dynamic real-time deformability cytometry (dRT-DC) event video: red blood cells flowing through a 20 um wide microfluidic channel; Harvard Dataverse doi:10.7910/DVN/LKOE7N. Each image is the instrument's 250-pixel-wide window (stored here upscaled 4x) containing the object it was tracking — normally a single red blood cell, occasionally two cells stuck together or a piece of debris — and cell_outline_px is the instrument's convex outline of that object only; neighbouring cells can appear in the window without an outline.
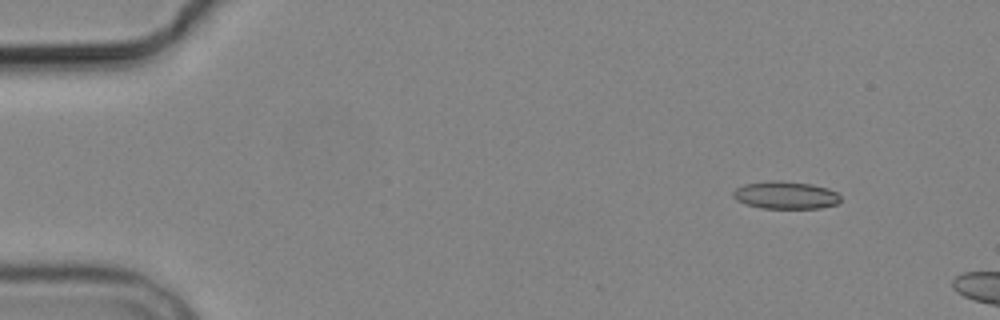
{"species": "common noctule bat (a hibernating species)", "species_latin": "Nyctalus noctula", "temperature_condition": "cold", "stored_images_in_passage": 5, "camera_frame_rate_fps": 3000, "um_per_image_px": 0.085, "animal": {"sex": "male", "body_mass_g": 19.2, "forearm_length_mm": 51.8}, "frame": {"image": 1, "passage_image": 2, "time_ms": 2.0, "image_size_px": [1000, 320], "cell_outline_px": [[840, 200], [836, 204], [820, 208], [760, 208], [744, 204], [736, 200], [732, 196], [732, 192], [736, 188], [744, 184], [768, 180], [780, 180], [812, 184], [828, 188], [836, 192], [840, 196]], "centroid_in_image_um": [66.73, 16.58], "position_along_channel_um": 18.3, "area_um2": 17.46}}
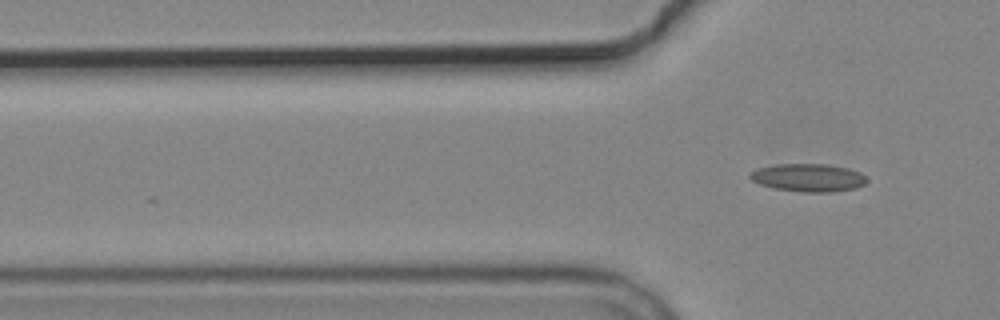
{"frame": {"image": 2, "passage_image": 5, "time_ms": 5.667, "image_size_px": [1000, 320], "cell_outline_px": [[868, 180], [864, 184], [856, 188], [828, 192], [804, 192], [776, 188], [760, 184], [752, 180], [748, 176], [748, 172], [756, 168], [776, 164], [828, 164], [848, 168], [860, 172]], "centroid_in_image_um": [68.68, 15.09], "position_along_channel_um": 57.1, "area_um2": 19.02}}